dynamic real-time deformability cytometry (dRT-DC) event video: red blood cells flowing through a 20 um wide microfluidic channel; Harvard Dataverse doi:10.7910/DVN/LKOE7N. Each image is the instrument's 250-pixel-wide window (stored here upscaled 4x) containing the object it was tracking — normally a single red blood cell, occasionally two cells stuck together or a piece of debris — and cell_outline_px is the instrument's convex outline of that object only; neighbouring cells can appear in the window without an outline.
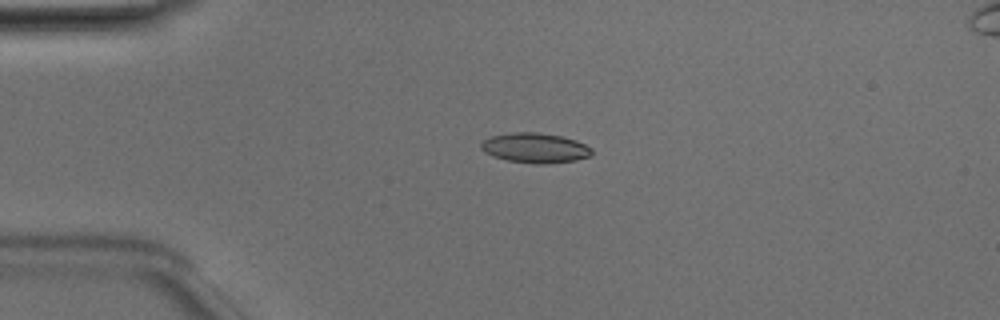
{"species": "Egyptian fruit bat (a non-hibernating species)", "species_latin": "Rousettus aegyptiacus", "temperature_condition": "room temperature", "stored_images_in_passage": 16, "camera_frame_rate_fps": 3000, "um_per_image_px": 0.085, "animal": {"sex": "male"}, "frame": {"image": 1, "passage_image": 12, "time_ms": 3.667, "image_size_px": [1000, 320], "cell_outline_px": [[592, 152], [588, 156], [576, 160], [544, 164], [536, 164], [508, 160], [492, 156], [484, 152], [480, 148], [480, 144], [484, 140], [492, 136], [508, 132], [536, 132], [560, 136], [576, 140], [592, 148]], "centroid_in_image_um": [45.45, 12.57], "position_along_channel_um": 39.6, "area_um2": 19.25}}